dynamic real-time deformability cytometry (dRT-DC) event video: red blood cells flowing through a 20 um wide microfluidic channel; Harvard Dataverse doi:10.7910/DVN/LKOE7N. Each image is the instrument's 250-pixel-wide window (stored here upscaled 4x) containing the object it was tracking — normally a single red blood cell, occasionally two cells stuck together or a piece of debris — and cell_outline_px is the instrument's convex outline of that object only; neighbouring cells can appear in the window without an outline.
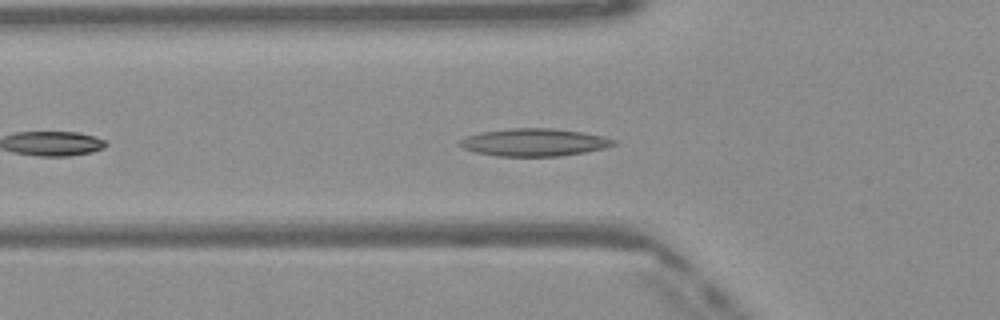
{"species": "Egyptian fruit bat (a non-hibernating species)", "species_latin": "Rousettus aegyptiacus", "temperature_condition": "warm", "stored_images_in_passage": 38, "camera_frame_rate_fps": 3000, "um_per_image_px": 0.085, "frame": {"image": 1, "passage_image": 7, "time_ms": 2.0, "image_size_px": [1000, 320], "cell_outline_px": [[616, 144], [604, 148], [584, 152], [560, 156], [496, 156], [476, 152], [464, 148], [456, 144], [460, 140], [468, 136], [480, 132], [512, 128], [552, 128], [584, 132], [604, 136], [616, 140]], "centroid_in_image_um": [45.42, 12.09], "position_along_channel_um": 80.4, "area_um2": 24.74}}
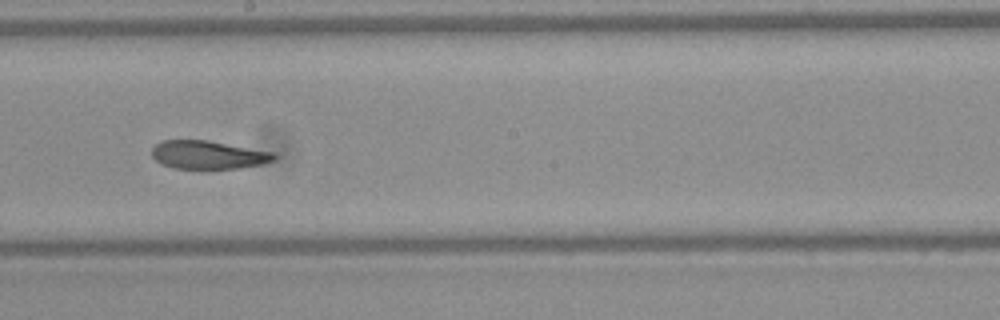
{"frame": {"image": 2, "passage_image": 18, "time_ms": 5.667, "image_size_px": [1000, 320], "cell_outline_px": [[276, 160], [264, 164], [240, 168], [172, 168], [160, 164], [152, 156], [152, 148], [160, 140], [208, 140], [276, 152]], "centroid_in_image_um": [17.73, 13.15], "position_along_channel_um": 230.5, "area_um2": 20.4}}
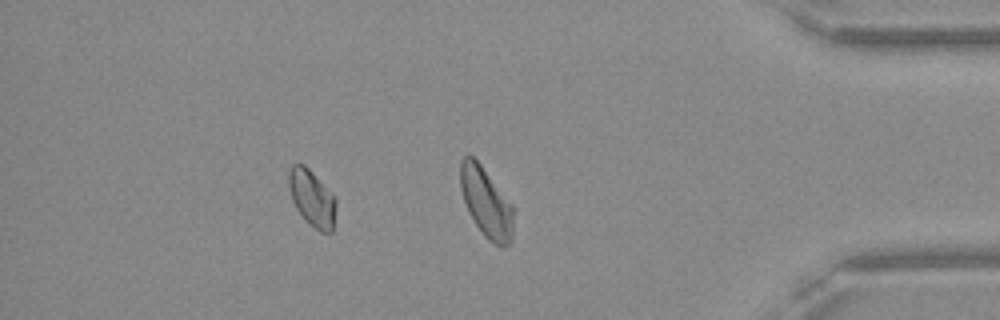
{"frame": {"image": 3, "passage_image": 32, "time_ms": 10.333, "image_size_px": [1000, 320], "cell_outline_px": [[336, 204], [332, 232], [320, 232], [296, 208], [292, 200], [288, 188], [288, 172], [292, 164], [304, 164], [336, 196]], "centroid_in_image_um": [26.52, 16.79], "position_along_channel_um": 408.7, "area_um2": 15.37}, "authors_computed_cell_mechanics": {"area_um2": 21.4438, "velocity_mm_per_s": 4.0746, "shape_relaxation_time_tau1_ms": 7.5086, "shape_relaxation_time_tau2_ms": 2.9461, "deformation_change_tau1": 0.2109, "deformation_change_tau2": 0.0955}}